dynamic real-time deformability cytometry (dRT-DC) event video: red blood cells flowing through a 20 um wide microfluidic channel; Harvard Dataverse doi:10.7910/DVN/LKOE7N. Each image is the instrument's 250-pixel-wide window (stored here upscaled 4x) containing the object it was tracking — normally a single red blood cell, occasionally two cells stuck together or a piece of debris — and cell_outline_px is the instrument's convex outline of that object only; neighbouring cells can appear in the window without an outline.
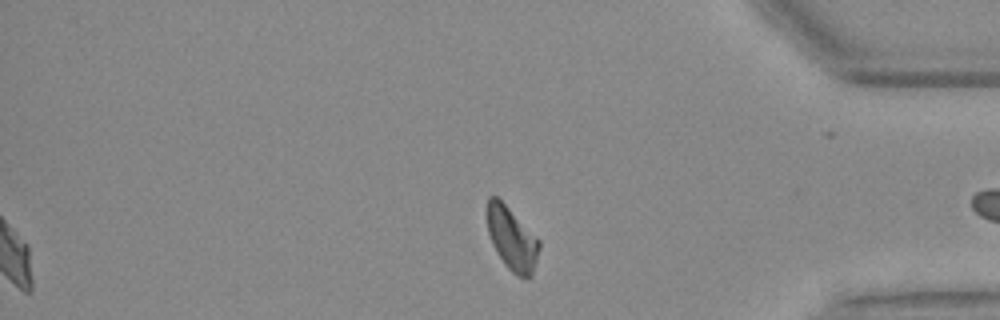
{"species": "Egyptian fruit bat (a non-hibernating species)", "species_latin": "Rousettus aegyptiacus", "temperature_condition": "warm", "stored_images_in_passage": 50, "segment_of_instrument_passage": [2, 2], "camera_frame_rate_fps": 3000, "um_per_image_px": 0.085, "animal": {"sex": "female"}, "frame": {"image": 1, "passage_image": 50, "time_ms": 16.333, "image_size_px": [1000, 320], "cell_outline_px": [[540, 248], [532, 276], [516, 276], [504, 264], [492, 244], [488, 232], [488, 196], [496, 196], [540, 240]], "centroid_in_image_um": [43.53, 20.32], "position_along_channel_um": 391.7, "area_um2": 18.73}}